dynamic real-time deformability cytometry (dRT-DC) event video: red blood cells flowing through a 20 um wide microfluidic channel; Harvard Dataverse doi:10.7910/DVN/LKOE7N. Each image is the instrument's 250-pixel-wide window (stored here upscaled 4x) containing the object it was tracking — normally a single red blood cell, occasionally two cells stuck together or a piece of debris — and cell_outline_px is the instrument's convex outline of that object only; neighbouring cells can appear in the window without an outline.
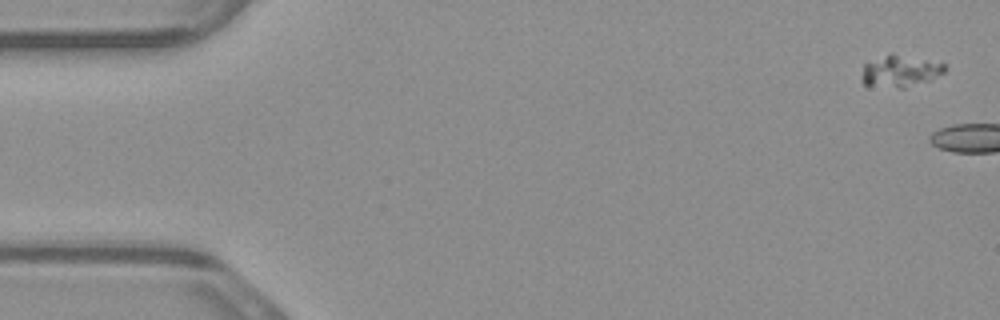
{"species": "common noctule bat (a hibernating species)", "species_latin": "Nyctalus noctula", "temperature_condition": "warm", "stored_images_in_passage": 2, "camera_frame_rate_fps": 3000, "um_per_image_px": 0.085, "animal": {"sex": "male", "body_mass_g": 23.1, "forearm_length_mm": 52.7}, "frame": {"image": 1, "passage_image": 1, "time_ms": 0.0, "image_size_px": [1000, 320], "cell_outline_px": [[948, 68], [944, 72], [932, 80], [904, 88], [900, 88], [864, 84], [860, 80], [864, 64], [892, 52], [948, 64]], "centroid_in_image_um": [76.56, 6.03], "position_along_channel_um": 8.4, "area_um2": 15.61}}